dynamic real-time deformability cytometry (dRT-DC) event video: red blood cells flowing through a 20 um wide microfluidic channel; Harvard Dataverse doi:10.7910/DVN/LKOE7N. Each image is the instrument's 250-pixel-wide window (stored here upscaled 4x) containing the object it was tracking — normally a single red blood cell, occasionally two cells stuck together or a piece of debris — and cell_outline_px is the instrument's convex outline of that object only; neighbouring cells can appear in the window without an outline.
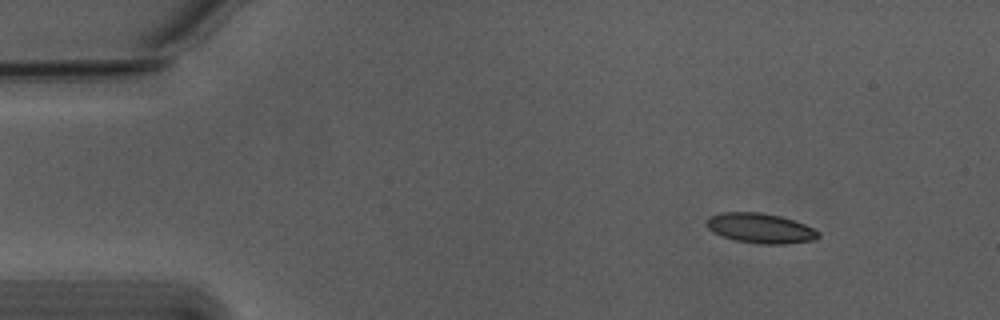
{"species": "Egyptian fruit bat (a non-hibernating species)", "species_latin": "Rousettus aegyptiacus", "temperature_condition": "warm", "stored_images_in_passage": 50, "camera_frame_rate_fps": 3000, "um_per_image_px": 0.085, "animal": {"sex": "male"}, "frame": {"image": 1, "passage_image": 1, "time_ms": 0.0, "image_size_px": [1000, 320], "cell_outline_px": [[820, 236], [812, 240], [784, 244], [760, 244], [736, 240], [712, 232], [708, 228], [704, 220], [708, 216], [720, 212], [760, 212], [780, 216], [804, 224], [820, 232]], "centroid_in_image_um": [64.58, 19.38], "position_along_channel_um": 20.4, "area_um2": 19.48}}
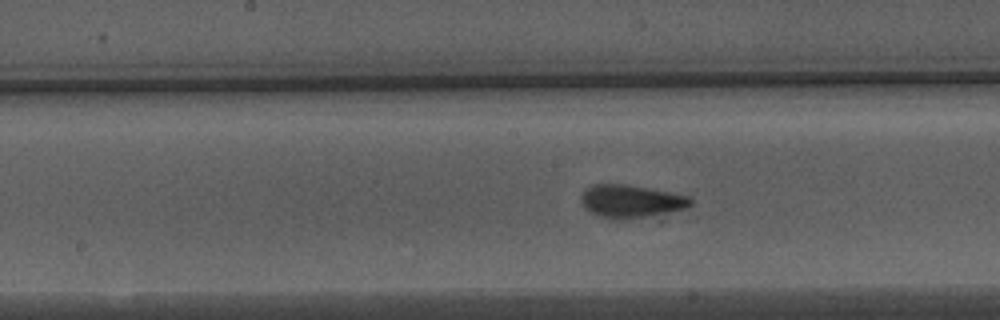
{"frame": {"image": 2, "passage_image": 22, "time_ms": 7.0, "image_size_px": [1000, 320], "cell_outline_px": [[692, 204], [684, 208], [648, 216], [624, 220], [608, 220], [596, 216], [584, 208], [580, 200], [580, 196], [592, 184], [624, 184], [668, 192], [688, 196], [692, 200]], "centroid_in_image_um": [53.54, 17.13], "position_along_channel_um": 194.7, "area_um2": 20.92}}
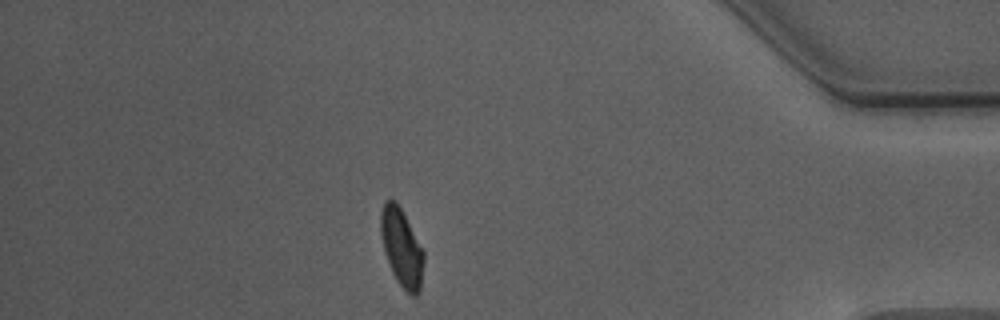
{"frame": {"image": 3, "passage_image": 42, "time_ms": 13.667, "image_size_px": [1000, 320], "cell_outline_px": [[424, 260], [420, 292], [416, 296], [412, 296], [396, 280], [392, 272], [384, 252], [380, 232], [380, 212], [384, 200], [392, 200], [400, 208], [424, 252]], "centroid_in_image_um": [34.12, 21.07], "position_along_channel_um": 401.1, "area_um2": 19.25}, "authors_computed_cell_mechanics": {"area_um2": 19.5942, "velocity_mm_per_s": 3.7503, "shape_relaxation_time_tau1_ms": 3.9533, "shape_relaxation_time_tau2_ms": 1.2845, "deformation_change_tau1": 0.1312, "deformation_change_tau2": 0.0694}}